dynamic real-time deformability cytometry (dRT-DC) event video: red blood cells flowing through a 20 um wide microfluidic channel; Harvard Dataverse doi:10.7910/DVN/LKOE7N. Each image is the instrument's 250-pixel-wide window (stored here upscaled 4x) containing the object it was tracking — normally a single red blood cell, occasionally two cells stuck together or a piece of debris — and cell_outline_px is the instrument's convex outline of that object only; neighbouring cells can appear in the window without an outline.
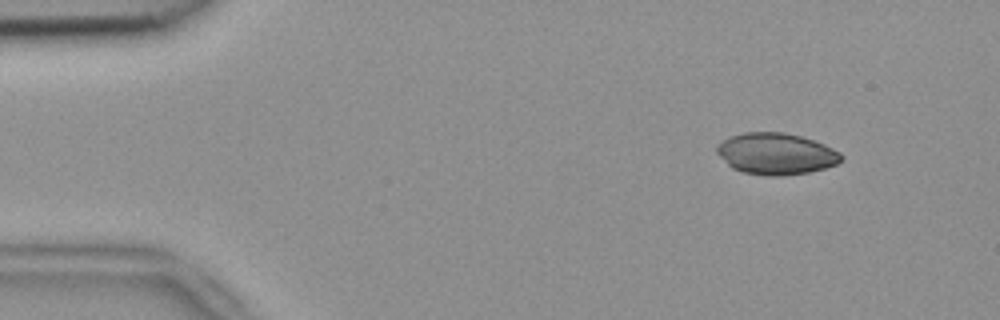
{"species": "common noctule bat (a hibernating species)", "species_latin": "Nyctalus noctula", "temperature_condition": "room temperature", "stored_images_in_passage": 53, "camera_frame_rate_fps": 3000, "um_per_image_px": 0.085, "animal": {"sex": "female", "body_mass_g": 18.4}, "frame": {"image": 1, "passage_image": 6, "time_ms": 1.667, "image_size_px": [1000, 320], "cell_outline_px": [[844, 156], [836, 164], [824, 168], [808, 172], [780, 176], [764, 176], [744, 172], [732, 168], [716, 152], [716, 144], [728, 136], [744, 132], [784, 132], [800, 136], [824, 144], [840, 152]], "centroid_in_image_um": [65.93, 13.06], "position_along_channel_um": 19.1, "area_um2": 30.11}}
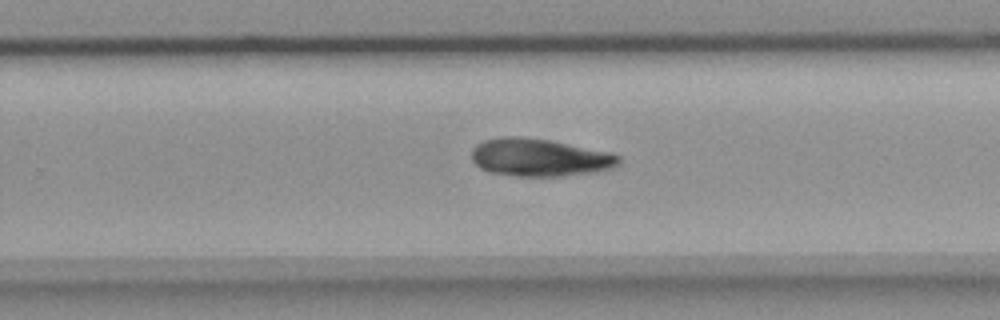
{"frame": {"image": 2, "passage_image": 34, "time_ms": 11.0, "image_size_px": [1000, 320], "cell_outline_px": [[620, 164], [616, 168], [600, 172], [564, 176], [516, 176], [488, 172], [480, 168], [472, 160], [472, 148], [476, 144], [484, 140], [504, 136], [516, 136], [552, 140], [612, 152], [620, 156]], "centroid_in_image_um": [45.93, 13.39], "position_along_channel_um": 283.9, "area_um2": 33.0}}
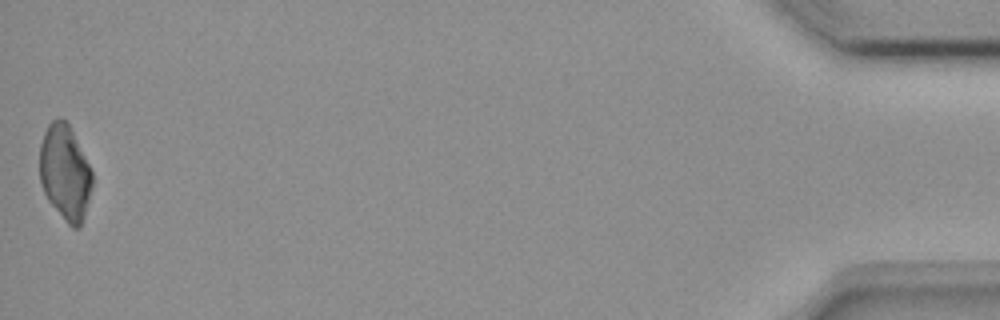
{"frame": {"image": 3, "passage_image": 53, "time_ms": 17.333, "image_size_px": [1000, 320], "cell_outline_px": [[92, 188], [84, 216], [80, 228], [72, 228], [68, 224], [48, 200], [44, 192], [40, 180], [40, 144], [44, 132], [48, 124], [56, 116], [60, 116], [68, 124], [92, 172]], "centroid_in_image_um": [5.51, 14.66], "position_along_channel_um": 429.7, "area_um2": 28.9}}